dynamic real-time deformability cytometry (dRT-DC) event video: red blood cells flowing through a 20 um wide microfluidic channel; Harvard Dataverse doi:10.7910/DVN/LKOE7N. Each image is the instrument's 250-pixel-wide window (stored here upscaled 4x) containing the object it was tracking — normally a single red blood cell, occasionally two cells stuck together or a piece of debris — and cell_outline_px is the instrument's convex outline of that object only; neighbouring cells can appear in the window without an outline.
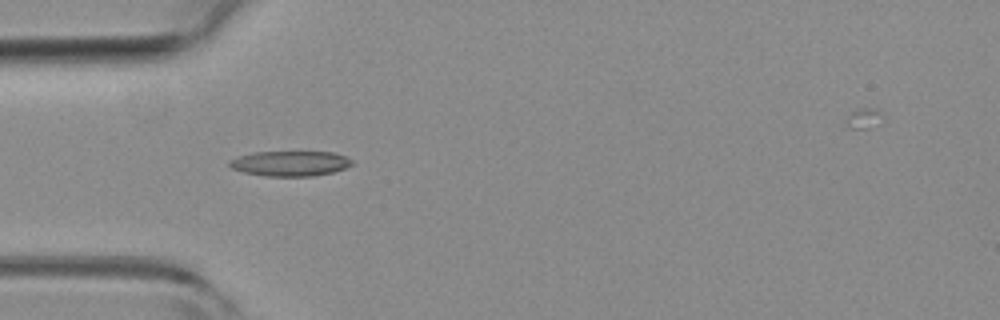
{"species": "common noctule bat (a hibernating species)", "species_latin": "Nyctalus noctula", "temperature_condition": "room temperature", "stored_images_in_passage": 3, "camera_frame_rate_fps": 3000, "um_per_image_px": 0.085, "animal": {"sex": "female", "body_mass_g": 19.3, "forearm_length_mm": 54.1}, "frame": {"image": 1, "passage_image": 3, "time_ms": 0.667, "image_size_px": [1000, 320], "cell_outline_px": [[352, 164], [344, 168], [332, 172], [312, 176], [264, 176], [244, 172], [232, 168], [228, 164], [228, 160], [252, 152], [332, 152], [344, 156], [352, 160]], "centroid_in_image_um": [24.63, 13.89], "position_along_channel_um": 60.4, "area_um2": 17.8}}